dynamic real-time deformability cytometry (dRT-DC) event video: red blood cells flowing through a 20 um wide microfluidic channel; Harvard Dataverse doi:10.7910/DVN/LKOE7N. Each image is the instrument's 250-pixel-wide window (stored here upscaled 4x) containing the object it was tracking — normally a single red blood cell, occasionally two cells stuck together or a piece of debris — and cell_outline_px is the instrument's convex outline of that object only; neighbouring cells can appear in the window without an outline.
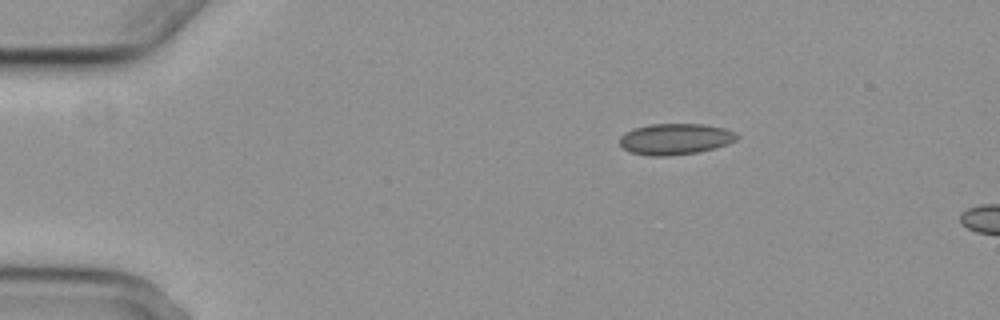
{"species": "common noctule bat (a hibernating species)", "species_latin": "Nyctalus noctula", "temperature_condition": "cold", "stored_images_in_passage": 2, "camera_frame_rate_fps": 3000, "um_per_image_px": 0.085, "animal": {"sex": "female", "body_mass_g": 29.2, "forearm_length_mm": 56.3}, "frame": {"image": 1, "passage_image": 1, "time_ms": 0.0, "image_size_px": [1000, 320], "cell_outline_px": [[740, 136], [736, 140], [716, 148], [696, 152], [668, 156], [648, 156], [632, 152], [624, 148], [620, 144], [620, 136], [636, 128], [652, 124], [704, 124], [724, 128], [736, 132]], "centroid_in_image_um": [57.44, 11.82], "position_along_channel_um": 27.6, "area_um2": 21.1}}